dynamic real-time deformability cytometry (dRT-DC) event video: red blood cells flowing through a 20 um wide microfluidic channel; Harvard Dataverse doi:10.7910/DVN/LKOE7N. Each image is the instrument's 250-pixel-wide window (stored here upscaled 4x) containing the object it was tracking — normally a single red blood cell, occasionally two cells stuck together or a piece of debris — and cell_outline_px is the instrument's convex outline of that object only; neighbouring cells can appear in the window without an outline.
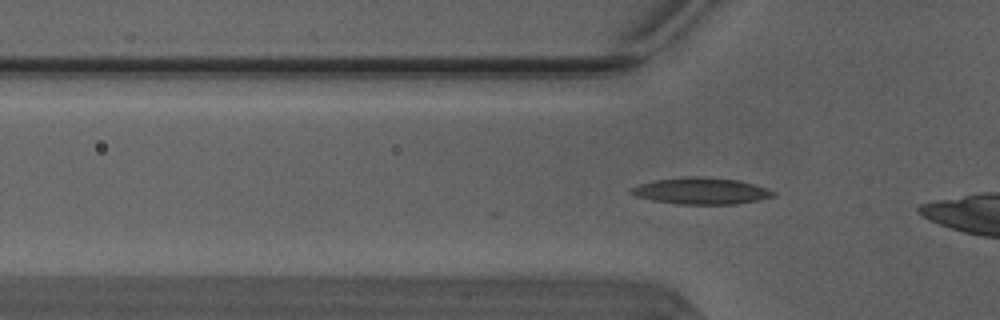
{"species": "Egyptian fruit bat (a non-hibernating species)", "species_latin": "Rousettus aegyptiacus", "temperature_condition": "warm", "stored_images_in_passage": 3, "camera_frame_rate_fps": 3000, "um_per_image_px": 0.085, "animal": {"sex": "male"}, "frame": {"image": 1, "passage_image": 3, "time_ms": 0.667, "image_size_px": [1000, 320], "cell_outline_px": [[776, 196], [760, 200], [736, 204], [676, 204], [652, 200], [636, 196], [628, 192], [628, 188], [640, 184], [656, 180], [688, 176], [704, 176], [740, 180], [768, 188], [776, 192]], "centroid_in_image_um": [59.62, 16.23], "position_along_channel_um": 66.2, "area_um2": 22.31}}